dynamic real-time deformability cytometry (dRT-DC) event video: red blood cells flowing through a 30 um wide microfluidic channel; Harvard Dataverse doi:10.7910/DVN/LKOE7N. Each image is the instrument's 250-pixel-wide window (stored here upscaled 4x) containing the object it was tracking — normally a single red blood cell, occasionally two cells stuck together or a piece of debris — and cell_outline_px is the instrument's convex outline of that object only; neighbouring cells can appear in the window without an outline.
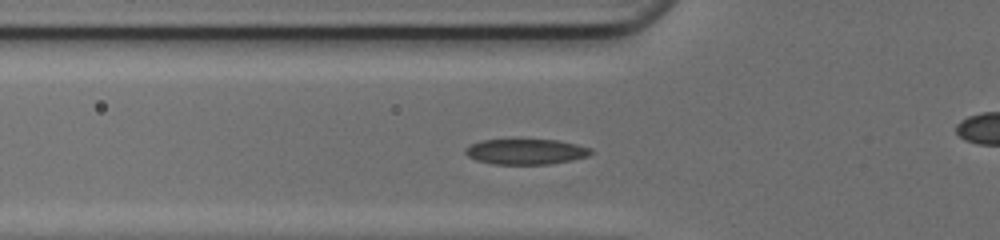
{"species": "common noctule bat (a hibernating species)", "species_latin": "Nyctalus noctula", "temperature_condition": "cold", "stored_images_in_passage": 46, "camera_frame_rate_fps": 3000, "um_per_image_px": 0.085, "animal": {"sex": "female", "body_mass_g": 17.0, "forearm_length_mm": 48.0}, "frame": {"image": 1, "passage_image": 13, "time_ms": 4.0, "image_size_px": [1000, 240], "cell_outline_px": [[592, 152], [588, 156], [572, 160], [548, 164], [492, 164], [476, 160], [468, 156], [464, 152], [464, 148], [468, 144], [480, 140], [512, 136], [560, 140], [592, 148]], "centroid_in_image_um": [44.62, 12.82], "position_along_channel_um": 81.2, "area_um2": 19.88}}
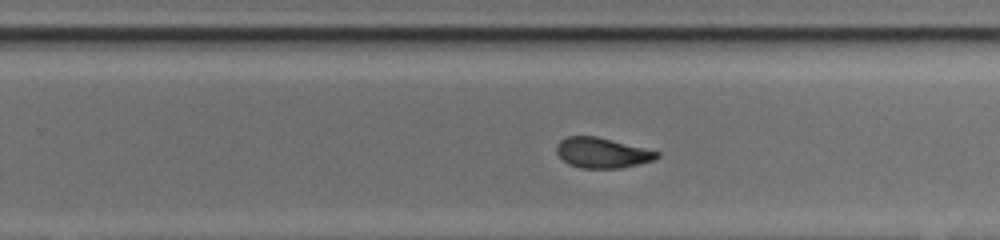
{"frame": {"image": 2, "passage_image": 27, "time_ms": 8.667, "image_size_px": [1000, 240], "cell_outline_px": [[660, 156], [652, 160], [620, 168], [580, 168], [568, 164], [556, 152], [556, 144], [560, 140], [568, 136], [596, 136], [660, 152]], "centroid_in_image_um": [51.14, 12.98], "position_along_channel_um": 278.7, "area_um2": 17.51}}
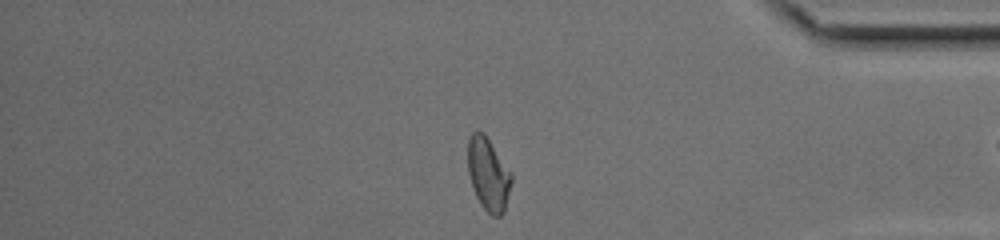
{"frame": {"image": 3, "passage_image": 37, "time_ms": 12.0, "image_size_px": [1000, 240], "cell_outline_px": [[512, 180], [504, 212], [500, 216], [492, 216], [480, 204], [476, 196], [468, 172], [468, 136], [472, 132], [484, 132], [512, 172]], "centroid_in_image_um": [41.51, 14.79], "position_along_channel_um": 393.7, "area_um2": 18.55}, "authors_computed_cell_mechanics": {"area_um2": 18.496, "velocity_mm_per_s": 4.2155, "shape_relaxation_time_tau1_ms": 8.6329, "shape_relaxation_time_tau2_ms": 1.3047, "deformation_change_tau1": 0.2379, "deformation_change_tau2": 0.0721}}